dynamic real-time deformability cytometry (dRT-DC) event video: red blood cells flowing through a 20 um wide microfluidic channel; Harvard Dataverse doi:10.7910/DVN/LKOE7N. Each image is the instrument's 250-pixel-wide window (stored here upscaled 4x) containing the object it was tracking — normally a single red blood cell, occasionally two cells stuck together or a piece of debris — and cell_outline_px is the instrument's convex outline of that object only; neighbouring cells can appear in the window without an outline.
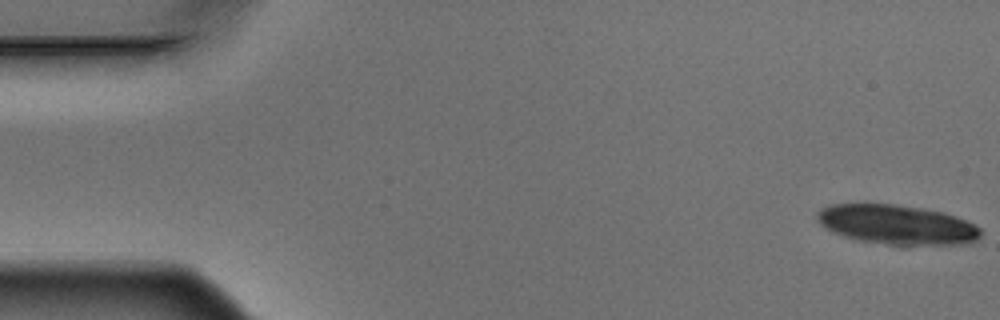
{"species": "Egyptian fruit bat (a non-hibernating species)", "species_latin": "Rousettus aegyptiacus", "temperature_condition": "warm", "stored_images_in_passage": 5, "camera_frame_rate_fps": 3000, "um_per_image_px": 0.085, "animal": {"sex": "male"}, "frame": {"image": 1, "passage_image": 1, "time_ms": 0.0, "image_size_px": [1000, 320], "cell_outline_px": [[980, 236], [976, 240], [968, 244], [884, 244], [860, 240], [844, 236], [832, 232], [824, 228], [816, 220], [816, 212], [832, 204], [896, 204], [924, 208], [944, 212], [956, 216], [976, 224], [980, 228]], "centroid_in_image_um": [76.24, 19.08], "position_along_channel_um": 8.8, "area_um2": 37.69}}
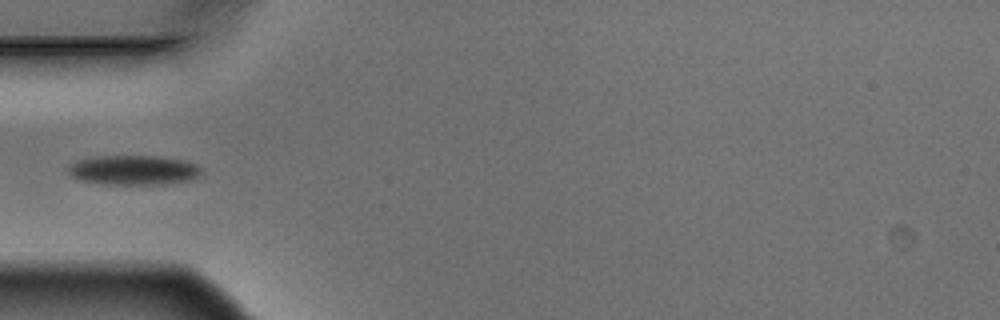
{"frame": {"image": 2, "passage_image": 5, "time_ms": 1.333, "image_size_px": [1000, 320], "cell_outline_px": [[200, 172], [196, 180], [164, 184], [100, 184], [80, 180], [72, 176], [68, 172], [68, 164], [76, 160], [92, 156], [160, 156], [184, 160], [196, 164], [200, 168]], "centroid_in_image_um": [11.34, 14.45], "position_along_channel_um": 73.7, "area_um2": 23.35}}